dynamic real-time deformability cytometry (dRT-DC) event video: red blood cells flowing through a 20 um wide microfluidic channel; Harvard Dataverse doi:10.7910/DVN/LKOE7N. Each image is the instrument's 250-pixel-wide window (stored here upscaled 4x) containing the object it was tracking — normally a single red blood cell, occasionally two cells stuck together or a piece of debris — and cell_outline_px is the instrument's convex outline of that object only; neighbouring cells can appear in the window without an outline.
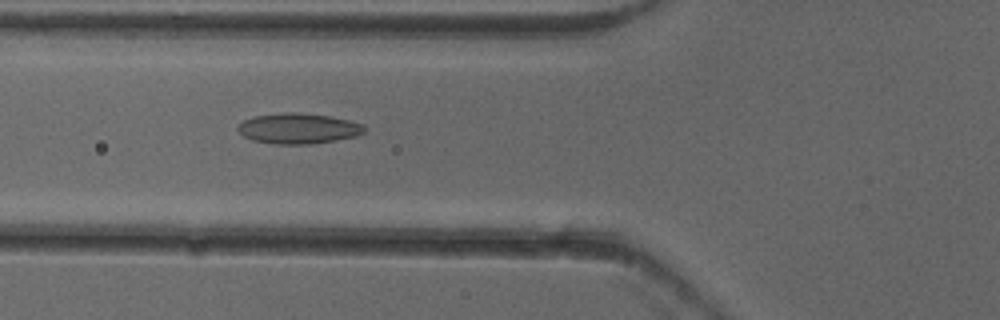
{"species": "common noctule bat (a hibernating species)", "species_latin": "Nyctalus noctula", "temperature_condition": "cold", "stored_images_in_passage": 53, "camera_frame_rate_fps": 3000, "um_per_image_px": 0.085, "animal": {"sex": "female"}, "frame": {"image": 1, "passage_image": 20, "time_ms": 6.333, "image_size_px": [1000, 320], "cell_outline_px": [[364, 132], [356, 136], [336, 140], [312, 144], [276, 144], [252, 140], [244, 136], [236, 128], [244, 120], [256, 116], [284, 112], [296, 112], [332, 116], [364, 124]], "centroid_in_image_um": [25.37, 10.92], "position_along_channel_um": 100.4, "area_um2": 22.43}}
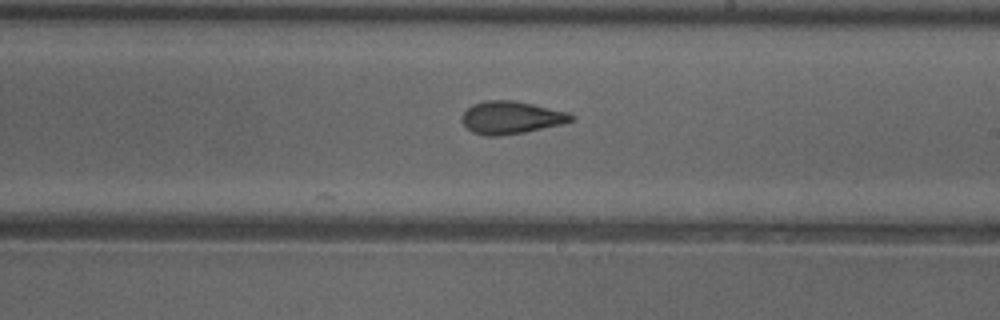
{"frame": {"image": 2, "passage_image": 31, "time_ms": 10.0, "image_size_px": [1000, 320], "cell_outline_px": [[576, 120], [564, 124], [524, 132], [500, 136], [484, 136], [472, 132], [460, 120], [460, 116], [472, 104], [484, 100], [516, 100], [568, 112], [576, 116]], "centroid_in_image_um": [43.46, 9.99], "position_along_channel_um": 245.5, "area_um2": 21.15}}
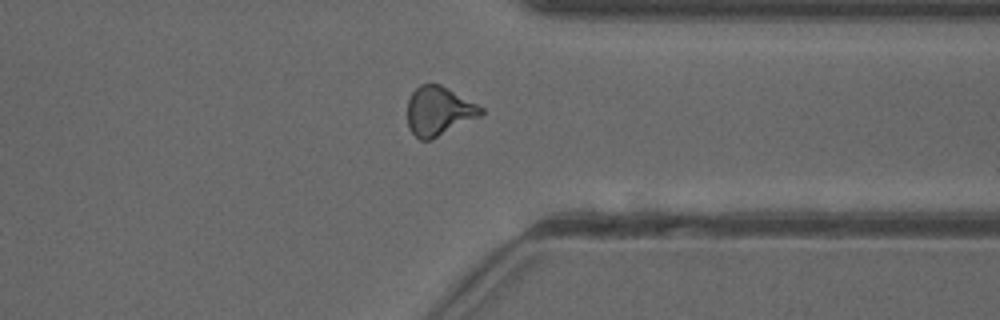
{"frame": {"image": 3, "passage_image": 41, "time_ms": 13.333, "image_size_px": [1000, 320], "cell_outline_px": [[484, 112], [480, 116], [432, 140], [420, 140], [408, 128], [408, 100], [412, 92], [420, 84], [440, 84], [448, 88], [484, 108]], "centroid_in_image_um": [37.29, 9.45], "position_along_channel_um": 374.1, "area_um2": 20.98}, "authors_computed_cell_mechanics": {"area_um2": 20.9814, "velocity_mm_per_s": 3.9341, "shape_relaxation_time_tau1_ms": null, "shape_relaxation_time_tau2_ms": 1.5627, "deformation_change_tau1": null, "deformation_change_tau2": 0.0867}}